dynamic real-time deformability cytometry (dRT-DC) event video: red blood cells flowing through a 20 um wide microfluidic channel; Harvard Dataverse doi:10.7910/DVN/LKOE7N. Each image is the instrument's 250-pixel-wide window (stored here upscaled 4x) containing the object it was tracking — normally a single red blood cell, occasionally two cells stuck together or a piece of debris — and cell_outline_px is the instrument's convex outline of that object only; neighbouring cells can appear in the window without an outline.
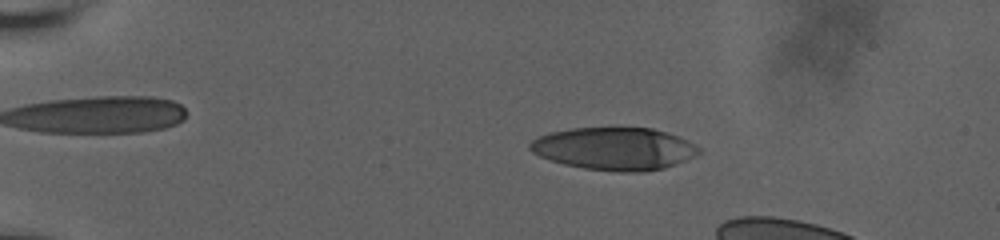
{"species": "human", "species_latin": "Homo sapiens", "temperature_condition": "room temperature", "stored_images_in_passage": 47, "camera_frame_rate_fps": 3000, "um_per_image_px": 0.085, "donor": {"sex": "male"}, "frame": {"image": 1, "passage_image": 5, "time_ms": 1.333, "image_size_px": [1000, 240], "cell_outline_px": [[700, 152], [696, 156], [676, 164], [664, 168], [644, 172], [620, 172], [584, 168], [564, 164], [540, 156], [532, 152], [528, 148], [528, 144], [532, 140], [540, 136], [552, 132], [572, 128], [616, 124], [652, 128], [680, 136], [696, 144], [700, 148]], "centroid_in_image_um": [52.26, 12.59], "position_along_channel_um": 32.7, "area_um2": 43.12}}
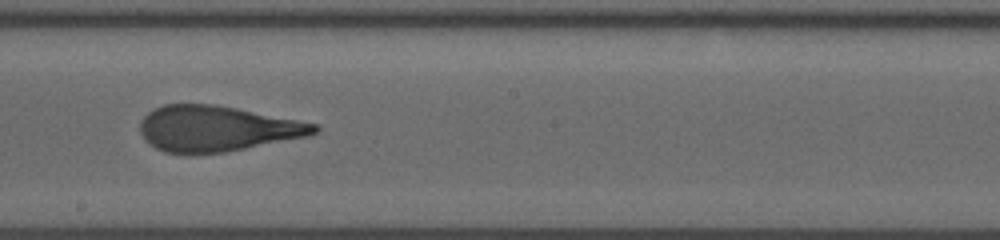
{"frame": {"image": 2, "passage_image": 28, "time_ms": 9.0, "image_size_px": [1000, 240], "cell_outline_px": [[320, 128], [316, 132], [308, 136], [224, 152], [164, 152], [156, 148], [144, 140], [140, 132], [140, 120], [148, 112], [164, 104], [216, 104], [320, 124]], "centroid_in_image_um": [18.44, 10.91], "position_along_channel_um": 229.8, "area_um2": 45.95}}
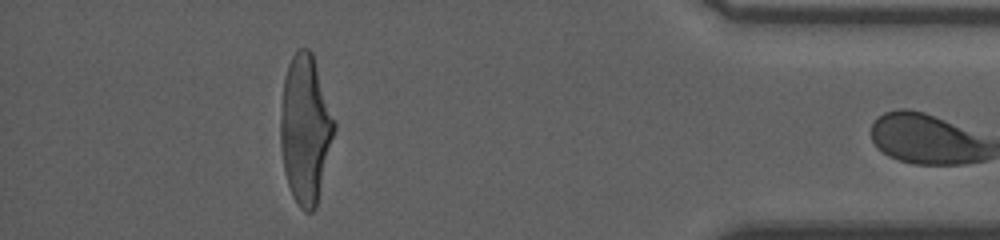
{"frame": {"image": 3, "passage_image": 46, "time_ms": 15.0, "image_size_px": [1000, 240], "cell_outline_px": [[336, 128], [316, 208], [312, 212], [304, 212], [300, 208], [292, 196], [284, 172], [280, 144], [280, 116], [284, 76], [288, 64], [296, 48], [308, 48], [312, 52], [336, 120]], "centroid_in_image_um": [25.96, 10.97], "position_along_channel_um": 409.2, "area_um2": 46.99}}